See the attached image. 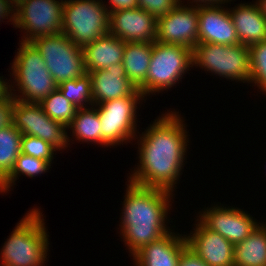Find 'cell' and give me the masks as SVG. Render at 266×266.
I'll return each instance as SVG.
<instances>
[{"mask_svg": "<svg viewBox=\"0 0 266 266\" xmlns=\"http://www.w3.org/2000/svg\"><path fill=\"white\" fill-rule=\"evenodd\" d=\"M22 135L13 123L0 129V184L14 169L21 153Z\"/></svg>", "mask_w": 266, "mask_h": 266, "instance_id": "obj_23", "label": "cell"}, {"mask_svg": "<svg viewBox=\"0 0 266 266\" xmlns=\"http://www.w3.org/2000/svg\"><path fill=\"white\" fill-rule=\"evenodd\" d=\"M192 65L230 80L250 82L249 47L242 44L198 43L192 49Z\"/></svg>", "mask_w": 266, "mask_h": 266, "instance_id": "obj_6", "label": "cell"}, {"mask_svg": "<svg viewBox=\"0 0 266 266\" xmlns=\"http://www.w3.org/2000/svg\"><path fill=\"white\" fill-rule=\"evenodd\" d=\"M153 43L125 42L123 52V67L129 81L138 88L144 96V81L150 65Z\"/></svg>", "mask_w": 266, "mask_h": 266, "instance_id": "obj_21", "label": "cell"}, {"mask_svg": "<svg viewBox=\"0 0 266 266\" xmlns=\"http://www.w3.org/2000/svg\"><path fill=\"white\" fill-rule=\"evenodd\" d=\"M169 232L150 244L143 245L132 256L136 266H177L186 235ZM180 235V236H179Z\"/></svg>", "mask_w": 266, "mask_h": 266, "instance_id": "obj_18", "label": "cell"}, {"mask_svg": "<svg viewBox=\"0 0 266 266\" xmlns=\"http://www.w3.org/2000/svg\"><path fill=\"white\" fill-rule=\"evenodd\" d=\"M156 29L157 19L139 7L109 13V34L124 42L153 43Z\"/></svg>", "mask_w": 266, "mask_h": 266, "instance_id": "obj_14", "label": "cell"}, {"mask_svg": "<svg viewBox=\"0 0 266 266\" xmlns=\"http://www.w3.org/2000/svg\"><path fill=\"white\" fill-rule=\"evenodd\" d=\"M39 104L51 119L62 123L66 128L71 124L78 109L58 87Z\"/></svg>", "mask_w": 266, "mask_h": 266, "instance_id": "obj_25", "label": "cell"}, {"mask_svg": "<svg viewBox=\"0 0 266 266\" xmlns=\"http://www.w3.org/2000/svg\"><path fill=\"white\" fill-rule=\"evenodd\" d=\"M259 224L234 245V266H266V224Z\"/></svg>", "mask_w": 266, "mask_h": 266, "instance_id": "obj_22", "label": "cell"}, {"mask_svg": "<svg viewBox=\"0 0 266 266\" xmlns=\"http://www.w3.org/2000/svg\"><path fill=\"white\" fill-rule=\"evenodd\" d=\"M100 0H64L62 33L84 47L109 33V12Z\"/></svg>", "mask_w": 266, "mask_h": 266, "instance_id": "obj_5", "label": "cell"}, {"mask_svg": "<svg viewBox=\"0 0 266 266\" xmlns=\"http://www.w3.org/2000/svg\"><path fill=\"white\" fill-rule=\"evenodd\" d=\"M91 78L94 105L125 96H133L139 89L128 79L123 63L88 72Z\"/></svg>", "mask_w": 266, "mask_h": 266, "instance_id": "obj_17", "label": "cell"}, {"mask_svg": "<svg viewBox=\"0 0 266 266\" xmlns=\"http://www.w3.org/2000/svg\"><path fill=\"white\" fill-rule=\"evenodd\" d=\"M56 150L55 147L43 141L41 138L31 135H22L21 153L45 160L51 165Z\"/></svg>", "mask_w": 266, "mask_h": 266, "instance_id": "obj_29", "label": "cell"}, {"mask_svg": "<svg viewBox=\"0 0 266 266\" xmlns=\"http://www.w3.org/2000/svg\"><path fill=\"white\" fill-rule=\"evenodd\" d=\"M240 44L250 46L266 40V18L257 2L239 4L229 11Z\"/></svg>", "mask_w": 266, "mask_h": 266, "instance_id": "obj_19", "label": "cell"}, {"mask_svg": "<svg viewBox=\"0 0 266 266\" xmlns=\"http://www.w3.org/2000/svg\"><path fill=\"white\" fill-rule=\"evenodd\" d=\"M251 72L250 83L254 82L266 93V40L249 46Z\"/></svg>", "mask_w": 266, "mask_h": 266, "instance_id": "obj_28", "label": "cell"}, {"mask_svg": "<svg viewBox=\"0 0 266 266\" xmlns=\"http://www.w3.org/2000/svg\"><path fill=\"white\" fill-rule=\"evenodd\" d=\"M13 125L23 134L41 138L57 150L65 149L69 137L66 127L51 119L39 103L22 102L16 99L13 107Z\"/></svg>", "mask_w": 266, "mask_h": 266, "instance_id": "obj_11", "label": "cell"}, {"mask_svg": "<svg viewBox=\"0 0 266 266\" xmlns=\"http://www.w3.org/2000/svg\"><path fill=\"white\" fill-rule=\"evenodd\" d=\"M42 55L50 75L57 85L84 76L83 48L64 33L38 37L31 41Z\"/></svg>", "mask_w": 266, "mask_h": 266, "instance_id": "obj_7", "label": "cell"}, {"mask_svg": "<svg viewBox=\"0 0 266 266\" xmlns=\"http://www.w3.org/2000/svg\"><path fill=\"white\" fill-rule=\"evenodd\" d=\"M8 1H10L15 6V8H18L23 3L24 0H8Z\"/></svg>", "mask_w": 266, "mask_h": 266, "instance_id": "obj_38", "label": "cell"}, {"mask_svg": "<svg viewBox=\"0 0 266 266\" xmlns=\"http://www.w3.org/2000/svg\"><path fill=\"white\" fill-rule=\"evenodd\" d=\"M198 217L200 219L197 221L207 229L219 233L234 245L244 241L258 225L250 214L233 207L215 205L204 210Z\"/></svg>", "mask_w": 266, "mask_h": 266, "instance_id": "obj_13", "label": "cell"}, {"mask_svg": "<svg viewBox=\"0 0 266 266\" xmlns=\"http://www.w3.org/2000/svg\"><path fill=\"white\" fill-rule=\"evenodd\" d=\"M14 7V9H13ZM11 13V15H10ZM13 13V14H12ZM10 17V21H12L13 26L16 27V8L15 6L8 0H0V21L1 19H6Z\"/></svg>", "mask_w": 266, "mask_h": 266, "instance_id": "obj_33", "label": "cell"}, {"mask_svg": "<svg viewBox=\"0 0 266 266\" xmlns=\"http://www.w3.org/2000/svg\"><path fill=\"white\" fill-rule=\"evenodd\" d=\"M195 225L196 229L186 236L187 245L208 266H234V244L201 222Z\"/></svg>", "mask_w": 266, "mask_h": 266, "instance_id": "obj_15", "label": "cell"}, {"mask_svg": "<svg viewBox=\"0 0 266 266\" xmlns=\"http://www.w3.org/2000/svg\"><path fill=\"white\" fill-rule=\"evenodd\" d=\"M229 1H232V0H193L192 3L193 2L196 3L194 6L197 5V7H198V6H215V4L220 5V4H224L226 2L228 3ZM181 2L182 1L179 0V3H181Z\"/></svg>", "mask_w": 266, "mask_h": 266, "instance_id": "obj_36", "label": "cell"}, {"mask_svg": "<svg viewBox=\"0 0 266 266\" xmlns=\"http://www.w3.org/2000/svg\"><path fill=\"white\" fill-rule=\"evenodd\" d=\"M58 88L77 108H87L86 104L94 105L91 78L88 73L80 78L64 81Z\"/></svg>", "mask_w": 266, "mask_h": 266, "instance_id": "obj_27", "label": "cell"}, {"mask_svg": "<svg viewBox=\"0 0 266 266\" xmlns=\"http://www.w3.org/2000/svg\"><path fill=\"white\" fill-rule=\"evenodd\" d=\"M198 43L240 44L229 10L221 5L198 6Z\"/></svg>", "mask_w": 266, "mask_h": 266, "instance_id": "obj_16", "label": "cell"}, {"mask_svg": "<svg viewBox=\"0 0 266 266\" xmlns=\"http://www.w3.org/2000/svg\"><path fill=\"white\" fill-rule=\"evenodd\" d=\"M111 6L108 7V12L111 13L113 11L119 10V9H129V8H137L138 3L137 0H110Z\"/></svg>", "mask_w": 266, "mask_h": 266, "instance_id": "obj_34", "label": "cell"}, {"mask_svg": "<svg viewBox=\"0 0 266 266\" xmlns=\"http://www.w3.org/2000/svg\"><path fill=\"white\" fill-rule=\"evenodd\" d=\"M177 266H208L188 245L181 252Z\"/></svg>", "mask_w": 266, "mask_h": 266, "instance_id": "obj_31", "label": "cell"}, {"mask_svg": "<svg viewBox=\"0 0 266 266\" xmlns=\"http://www.w3.org/2000/svg\"><path fill=\"white\" fill-rule=\"evenodd\" d=\"M138 7L153 15L156 19L171 12L179 0H137Z\"/></svg>", "mask_w": 266, "mask_h": 266, "instance_id": "obj_30", "label": "cell"}, {"mask_svg": "<svg viewBox=\"0 0 266 266\" xmlns=\"http://www.w3.org/2000/svg\"><path fill=\"white\" fill-rule=\"evenodd\" d=\"M125 42L112 34L101 38L83 47L86 72L98 71L110 65L122 63Z\"/></svg>", "mask_w": 266, "mask_h": 266, "instance_id": "obj_20", "label": "cell"}, {"mask_svg": "<svg viewBox=\"0 0 266 266\" xmlns=\"http://www.w3.org/2000/svg\"><path fill=\"white\" fill-rule=\"evenodd\" d=\"M40 209L21 219L1 250V266H43L47 259L48 236Z\"/></svg>", "mask_w": 266, "mask_h": 266, "instance_id": "obj_3", "label": "cell"}, {"mask_svg": "<svg viewBox=\"0 0 266 266\" xmlns=\"http://www.w3.org/2000/svg\"><path fill=\"white\" fill-rule=\"evenodd\" d=\"M63 3V0H24L16 8V27L27 33L20 42L62 33Z\"/></svg>", "mask_w": 266, "mask_h": 266, "instance_id": "obj_10", "label": "cell"}, {"mask_svg": "<svg viewBox=\"0 0 266 266\" xmlns=\"http://www.w3.org/2000/svg\"><path fill=\"white\" fill-rule=\"evenodd\" d=\"M182 121L178 112L171 111L155 120L142 133L138 139L140 165L128 181L173 192L186 159L184 155L189 142Z\"/></svg>", "mask_w": 266, "mask_h": 266, "instance_id": "obj_1", "label": "cell"}, {"mask_svg": "<svg viewBox=\"0 0 266 266\" xmlns=\"http://www.w3.org/2000/svg\"><path fill=\"white\" fill-rule=\"evenodd\" d=\"M257 4L259 5L264 17L266 18V0H258Z\"/></svg>", "mask_w": 266, "mask_h": 266, "instance_id": "obj_37", "label": "cell"}, {"mask_svg": "<svg viewBox=\"0 0 266 266\" xmlns=\"http://www.w3.org/2000/svg\"><path fill=\"white\" fill-rule=\"evenodd\" d=\"M50 166L51 165L45 160H41L24 153H20L17 157L14 169L12 170L10 175L0 184V192L5 193L10 191V187H12V184L14 185L15 180L21 173L22 175L24 174L27 177L33 178L38 174L47 172Z\"/></svg>", "mask_w": 266, "mask_h": 266, "instance_id": "obj_26", "label": "cell"}, {"mask_svg": "<svg viewBox=\"0 0 266 266\" xmlns=\"http://www.w3.org/2000/svg\"><path fill=\"white\" fill-rule=\"evenodd\" d=\"M179 3L171 12L157 18L156 40L191 50L198 44V7Z\"/></svg>", "mask_w": 266, "mask_h": 266, "instance_id": "obj_12", "label": "cell"}, {"mask_svg": "<svg viewBox=\"0 0 266 266\" xmlns=\"http://www.w3.org/2000/svg\"><path fill=\"white\" fill-rule=\"evenodd\" d=\"M13 61L11 70L15 77L14 84L21 94H14L15 99L28 102L40 103L58 85L50 75L40 52L31 42H21Z\"/></svg>", "mask_w": 266, "mask_h": 266, "instance_id": "obj_4", "label": "cell"}, {"mask_svg": "<svg viewBox=\"0 0 266 266\" xmlns=\"http://www.w3.org/2000/svg\"><path fill=\"white\" fill-rule=\"evenodd\" d=\"M69 128L78 141L94 142L101 145V124L97 109L94 107L78 108L67 129Z\"/></svg>", "mask_w": 266, "mask_h": 266, "instance_id": "obj_24", "label": "cell"}, {"mask_svg": "<svg viewBox=\"0 0 266 266\" xmlns=\"http://www.w3.org/2000/svg\"><path fill=\"white\" fill-rule=\"evenodd\" d=\"M144 98L141 91L138 90L133 96H125L93 105L99 114L101 145L115 146L121 142L126 143L135 137L137 104ZM97 106L99 107L97 108Z\"/></svg>", "mask_w": 266, "mask_h": 266, "instance_id": "obj_9", "label": "cell"}, {"mask_svg": "<svg viewBox=\"0 0 266 266\" xmlns=\"http://www.w3.org/2000/svg\"><path fill=\"white\" fill-rule=\"evenodd\" d=\"M128 183L120 232L133 255L143 245L170 232L165 221L173 193L160 188L139 186L130 181Z\"/></svg>", "mask_w": 266, "mask_h": 266, "instance_id": "obj_2", "label": "cell"}, {"mask_svg": "<svg viewBox=\"0 0 266 266\" xmlns=\"http://www.w3.org/2000/svg\"><path fill=\"white\" fill-rule=\"evenodd\" d=\"M16 99L0 103V129L11 125L13 119V107Z\"/></svg>", "mask_w": 266, "mask_h": 266, "instance_id": "obj_32", "label": "cell"}, {"mask_svg": "<svg viewBox=\"0 0 266 266\" xmlns=\"http://www.w3.org/2000/svg\"><path fill=\"white\" fill-rule=\"evenodd\" d=\"M190 67H193L190 48L154 41L147 79L144 81V96L171 88Z\"/></svg>", "mask_w": 266, "mask_h": 266, "instance_id": "obj_8", "label": "cell"}, {"mask_svg": "<svg viewBox=\"0 0 266 266\" xmlns=\"http://www.w3.org/2000/svg\"><path fill=\"white\" fill-rule=\"evenodd\" d=\"M7 83L0 77V103H3L5 101L12 100L14 98L13 92L11 87L13 88L12 84Z\"/></svg>", "mask_w": 266, "mask_h": 266, "instance_id": "obj_35", "label": "cell"}]
</instances>
